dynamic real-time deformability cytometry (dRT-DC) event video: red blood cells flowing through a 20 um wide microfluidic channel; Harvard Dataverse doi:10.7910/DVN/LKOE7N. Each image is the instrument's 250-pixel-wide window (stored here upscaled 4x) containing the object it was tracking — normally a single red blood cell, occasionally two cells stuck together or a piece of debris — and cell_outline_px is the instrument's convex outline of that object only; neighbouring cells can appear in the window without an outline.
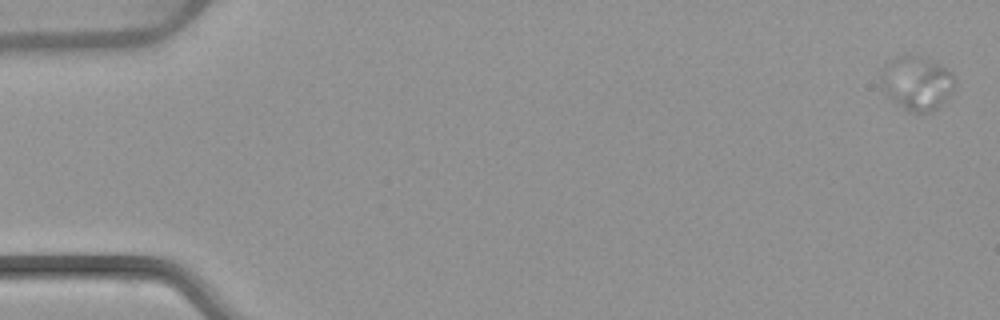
{"species": "common noctule bat (a hibernating species)", "species_latin": "Nyctalus noctula", "temperature_condition": "warm", "stored_images_in_passage": 5, "camera_frame_rate_fps": 3000, "um_per_image_px": 0.085, "animal": {"sex": "female", "body_mass_g": 22.7, "forearm_length_mm": 54.2}, "frame": {"image": 1, "passage_image": 1, "time_ms": 0.0, "image_size_px": [1000, 320], "cell_outline_px": [[956, 84], [952, 92], [932, 112], [912, 112], [904, 108], [888, 96], [884, 92], [880, 80], [880, 76], [884, 64], [896, 56], [904, 52], [920, 56], [932, 60], [940, 64], [952, 72], [956, 80]], "centroid_in_image_um": [77.92, 7.0], "position_along_channel_um": 7.1, "area_um2": 23.52}}
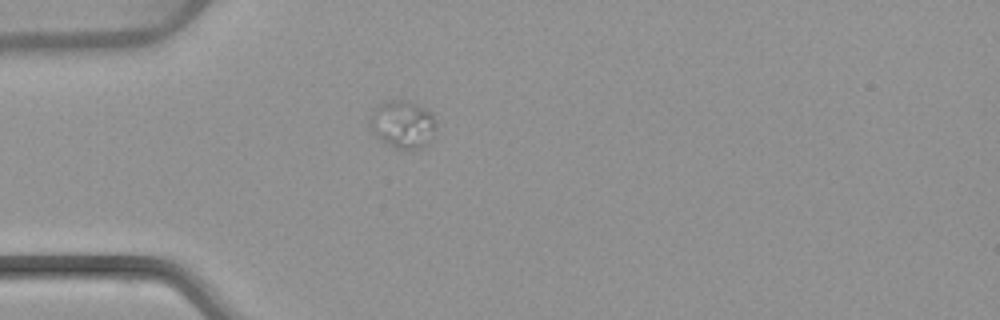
{"frame": {"image": 2, "passage_image": 5, "time_ms": 5.0, "image_size_px": [1000, 320], "cell_outline_px": [[436, 128], [428, 144], [420, 148], [396, 148], [380, 140], [376, 136], [368, 124], [372, 108], [380, 100], [412, 100], [428, 108], [432, 112], [436, 120]], "centroid_in_image_um": [34.22, 10.49], "position_along_channel_um": 50.8, "area_um2": 19.07}}